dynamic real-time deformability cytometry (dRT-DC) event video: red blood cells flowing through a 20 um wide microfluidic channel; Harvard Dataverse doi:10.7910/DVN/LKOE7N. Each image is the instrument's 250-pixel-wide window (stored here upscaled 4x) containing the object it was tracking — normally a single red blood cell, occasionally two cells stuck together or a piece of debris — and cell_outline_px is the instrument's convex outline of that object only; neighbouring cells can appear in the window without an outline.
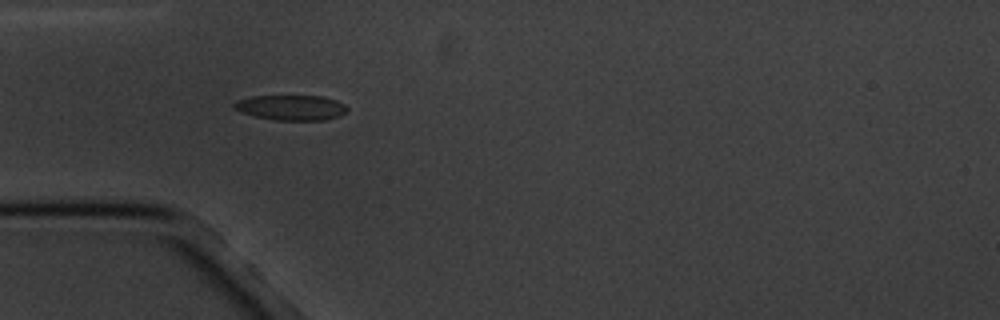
{"species": "common noctule bat (a hibernating species)", "species_latin": "Nyctalus noctula", "temperature_condition": "cold", "stored_images_in_passage": 9, "camera_frame_rate_fps": 3000, "um_per_image_px": 0.085, "animal": {"sex": "male", "body_mass_g": 20.1, "forearm_length_mm": 53.5}, "frame": {"image": 1, "passage_image": 4, "time_ms": 3.333, "image_size_px": [1000, 320], "cell_outline_px": [[348, 108], [340, 116], [324, 120], [276, 120], [256, 116], [240, 112], [232, 108], [232, 104], [236, 100], [252, 96], [324, 96], [336, 100], [344, 104]], "centroid_in_image_um": [24.72, 9.14], "position_along_channel_um": 60.3, "area_um2": 16.65}}
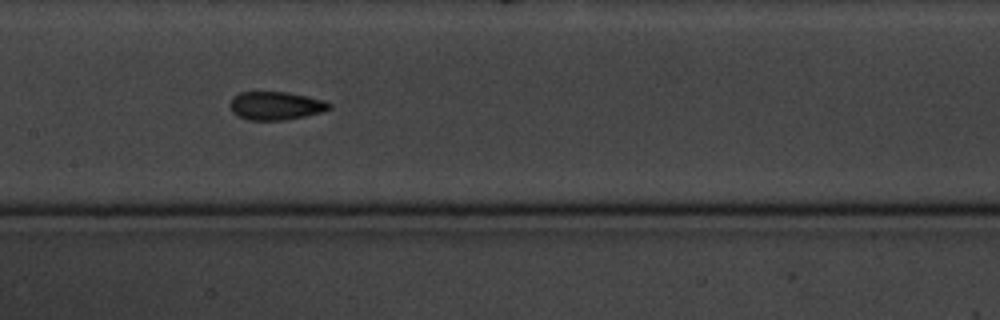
{"frame": {"image": 2, "passage_image": 7, "time_ms": 7.0, "image_size_px": [1000, 320], "cell_outline_px": [[332, 108], [320, 112], [304, 116], [284, 120], [248, 120], [236, 116], [232, 112], [228, 104], [232, 96], [240, 92], [288, 92], [324, 100], [332, 104]], "centroid_in_image_um": [23.39, 8.98], "position_along_channel_um": 184.0, "area_um2": 16.53}}
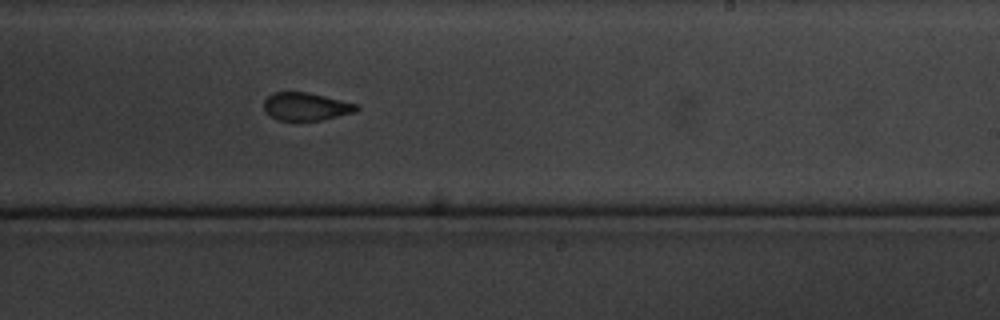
{"frame": {"image": 3, "passage_image": 9, "time_ms": 9.333, "image_size_px": [1000, 320], "cell_outline_px": [[360, 108], [356, 112], [320, 120], [276, 120], [264, 112], [264, 100], [272, 92], [308, 92], [360, 104]], "centroid_in_image_um": [26.02, 9.05], "position_along_channel_um": 263.0, "area_um2": 15.26}}